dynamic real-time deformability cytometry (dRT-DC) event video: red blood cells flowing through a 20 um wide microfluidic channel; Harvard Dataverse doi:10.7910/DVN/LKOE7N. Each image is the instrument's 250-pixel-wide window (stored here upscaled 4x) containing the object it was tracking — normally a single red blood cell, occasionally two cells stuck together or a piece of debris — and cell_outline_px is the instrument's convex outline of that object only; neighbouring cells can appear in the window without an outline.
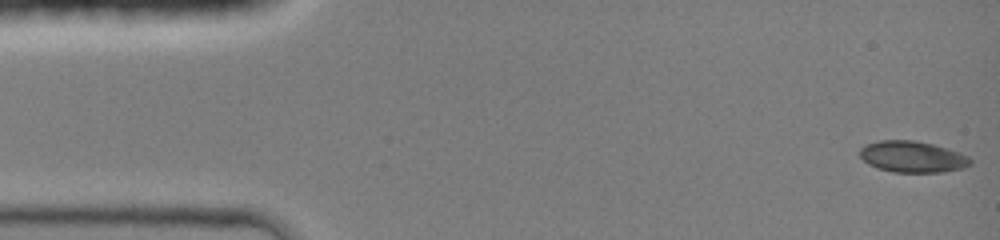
{"species": "common noctule bat (a hibernating species)", "species_latin": "Nyctalus noctula", "temperature_condition": "room temperature", "stored_images_in_passage": 40, "camera_frame_rate_fps": 3000, "um_per_image_px": 0.085, "animal": {"sex": "female", "body_mass_g": 19.0, "forearm_length_mm": 51.5}, "frame": {"image": 1, "passage_image": 1, "time_ms": 0.0, "image_size_px": [1000, 240], "cell_outline_px": [[972, 164], [964, 168], [944, 172], [892, 172], [876, 168], [868, 164], [860, 156], [860, 148], [864, 144], [880, 140], [916, 140], [932, 144], [960, 152], [968, 156], [972, 160]], "centroid_in_image_um": [77.56, 13.32], "position_along_channel_um": 7.4, "area_um2": 20.4}}
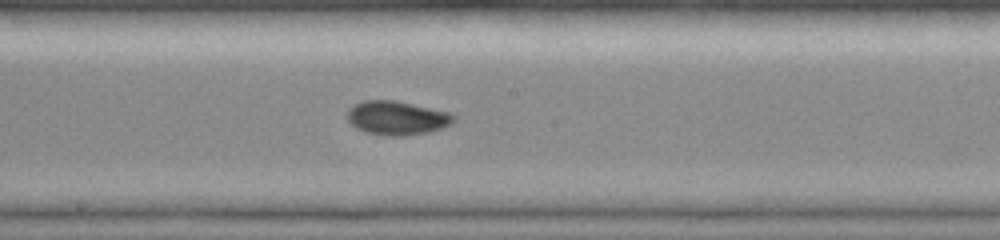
{"frame": {"image": 2, "passage_image": 24, "time_ms": 7.667, "image_size_px": [1000, 240], "cell_outline_px": [[456, 120], [440, 128], [428, 132], [400, 136], [392, 136], [364, 132], [356, 128], [348, 120], [348, 108], [352, 104], [364, 100], [396, 100], [452, 112], [456, 116]], "centroid_in_image_um": [33.74, 10.0], "position_along_channel_um": 214.5, "area_um2": 21.15}}
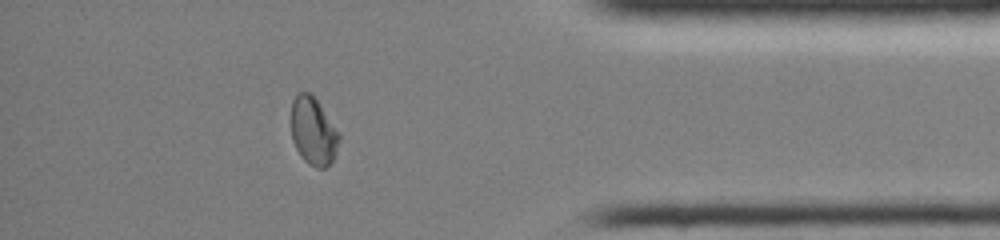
{"frame": {"image": 3, "passage_image": 39, "time_ms": 12.667, "image_size_px": [1000, 240], "cell_outline_px": [[340, 140], [336, 152], [332, 160], [324, 168], [316, 168], [308, 164], [300, 156], [292, 140], [292, 100], [296, 92], [308, 92], [316, 100], [340, 132]], "centroid_in_image_um": [26.63, 11.16], "position_along_channel_um": 408.6, "area_um2": 18.9}}